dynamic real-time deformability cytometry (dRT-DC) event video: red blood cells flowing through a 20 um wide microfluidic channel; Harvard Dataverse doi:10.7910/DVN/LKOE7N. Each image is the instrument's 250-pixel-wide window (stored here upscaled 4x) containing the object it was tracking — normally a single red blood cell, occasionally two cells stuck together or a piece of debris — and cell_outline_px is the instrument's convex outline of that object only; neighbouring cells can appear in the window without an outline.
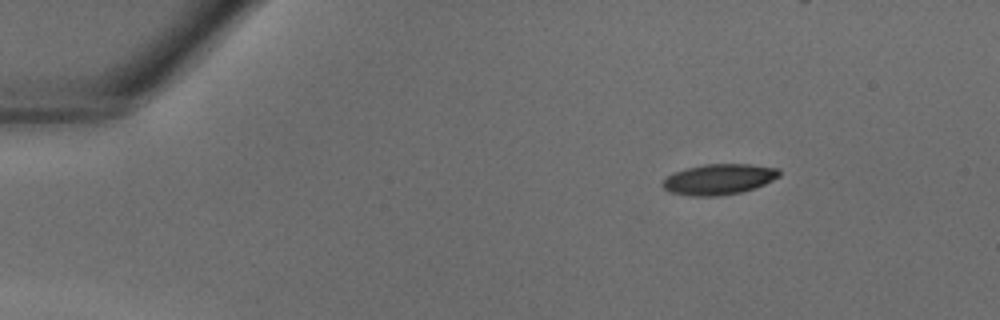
{"species": "common noctule bat (a hibernating species)", "species_latin": "Nyctalus noctula", "temperature_condition": "warm", "stored_images_in_passage": 31, "camera_frame_rate_fps": 3000, "um_per_image_px": 0.085, "animal": {"sex": "male", "body_mass_g": 18.8}, "frame": {"image": 1, "passage_image": 1, "time_ms": 0.0, "image_size_px": [1000, 320], "cell_outline_px": [[780, 176], [764, 184], [740, 192], [716, 196], [688, 196], [668, 192], [660, 184], [668, 176], [676, 172], [688, 168], [704, 164], [748, 164], [780, 168]], "centroid_in_image_um": [61.09, 15.24], "position_along_channel_um": 23.9, "area_um2": 20.69}}
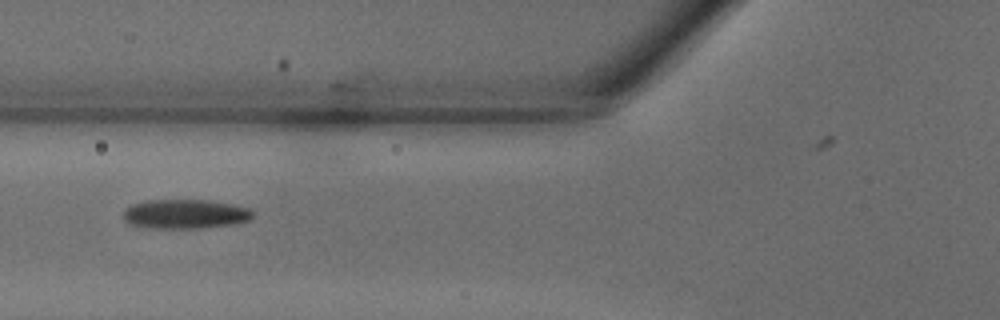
{"frame": {"image": 2, "passage_image": 11, "time_ms": 3.333, "image_size_px": [1000, 320], "cell_outline_px": [[256, 212], [248, 220], [236, 224], [196, 228], [148, 228], [132, 224], [124, 220], [124, 208], [132, 204], [148, 200], [208, 200], [232, 204], [248, 208]], "centroid_in_image_um": [15.75, 18.19], "position_along_channel_um": 110.1, "area_um2": 22.14}}
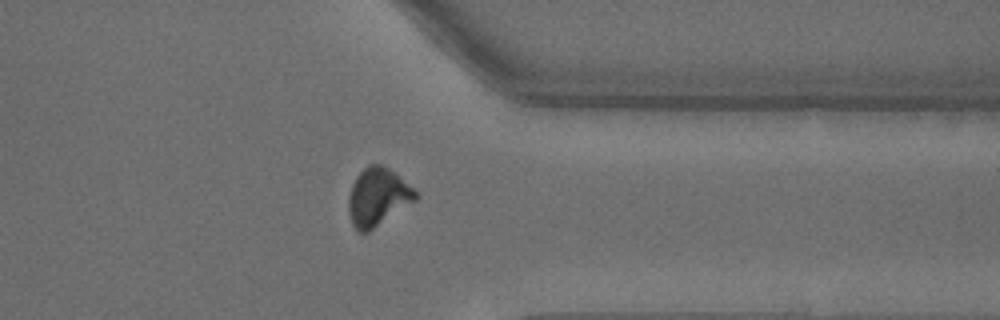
{"frame": {"image": 3, "passage_image": 27, "time_ms": 8.667, "image_size_px": [1000, 320], "cell_outline_px": [[420, 196], [416, 200], [368, 232], [356, 232], [352, 224], [348, 212], [348, 196], [352, 184], [356, 176], [368, 164], [380, 164], [396, 172]], "centroid_in_image_um": [32.09, 16.74], "position_along_channel_um": 379.3, "area_um2": 22.66}}